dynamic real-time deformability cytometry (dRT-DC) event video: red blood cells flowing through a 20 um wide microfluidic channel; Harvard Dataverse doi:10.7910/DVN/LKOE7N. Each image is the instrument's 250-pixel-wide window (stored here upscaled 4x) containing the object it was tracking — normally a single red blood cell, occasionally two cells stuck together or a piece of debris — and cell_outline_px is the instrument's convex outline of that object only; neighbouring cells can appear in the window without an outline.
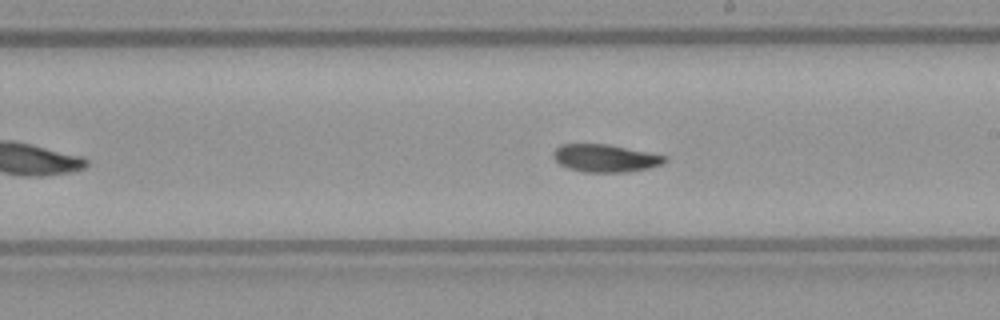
{"species": "common noctule bat (a hibernating species)", "species_latin": "Nyctalus noctula", "temperature_condition": "warm", "stored_images_in_passage": 23, "camera_frame_rate_fps": 3000, "um_per_image_px": 0.085, "animal": {"sex": "female", "body_mass_g": 21.9}, "frame": {"image": 1, "passage_image": 10, "time_ms": 3.0, "image_size_px": [1000, 320], "cell_outline_px": [[660, 160], [648, 164], [620, 168], [596, 168], [576, 164], [564, 160], [560, 156], [560, 152], [564, 148], [612, 148], [656, 156]], "centroid_in_image_um": [51.51, 13.4], "position_along_channel_um": 237.5, "area_um2": 10.81}}
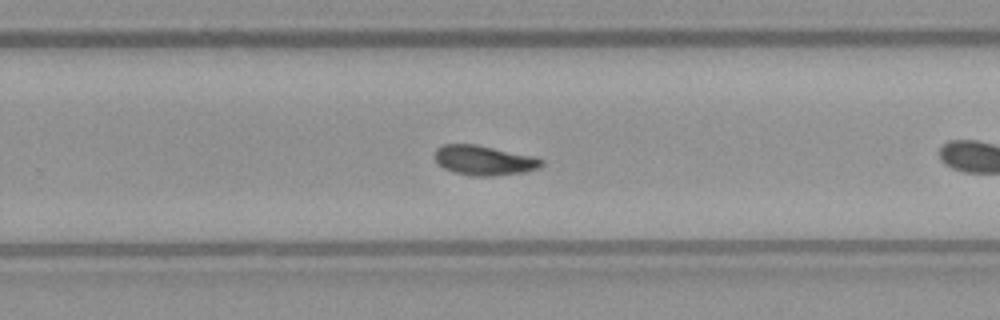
{"frame": {"image": 2, "passage_image": 14, "time_ms": 4.333, "image_size_px": [1000, 320], "cell_outline_px": [[536, 164], [524, 168], [492, 172], [484, 172], [456, 168], [444, 164], [440, 160], [440, 152], [444, 148], [480, 148], [536, 160]], "centroid_in_image_um": [41.06, 13.6], "position_along_channel_um": 288.7, "area_um2": 11.96}}
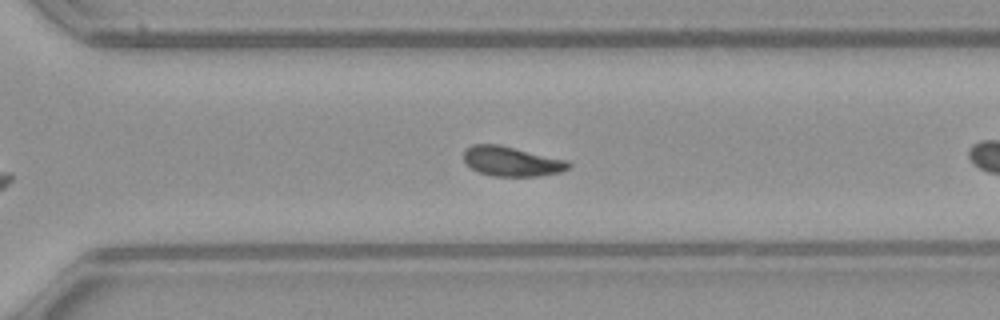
{"frame": {"image": 3, "passage_image": 17, "time_ms": 5.333, "image_size_px": [1000, 320], "cell_outline_px": [[564, 164], [560, 168], [544, 172], [492, 172], [480, 168], [472, 164], [468, 160], [468, 152], [476, 148], [504, 148]], "centroid_in_image_um": [43.32, 13.7], "position_along_channel_um": 327.3, "area_um2": 11.85}}